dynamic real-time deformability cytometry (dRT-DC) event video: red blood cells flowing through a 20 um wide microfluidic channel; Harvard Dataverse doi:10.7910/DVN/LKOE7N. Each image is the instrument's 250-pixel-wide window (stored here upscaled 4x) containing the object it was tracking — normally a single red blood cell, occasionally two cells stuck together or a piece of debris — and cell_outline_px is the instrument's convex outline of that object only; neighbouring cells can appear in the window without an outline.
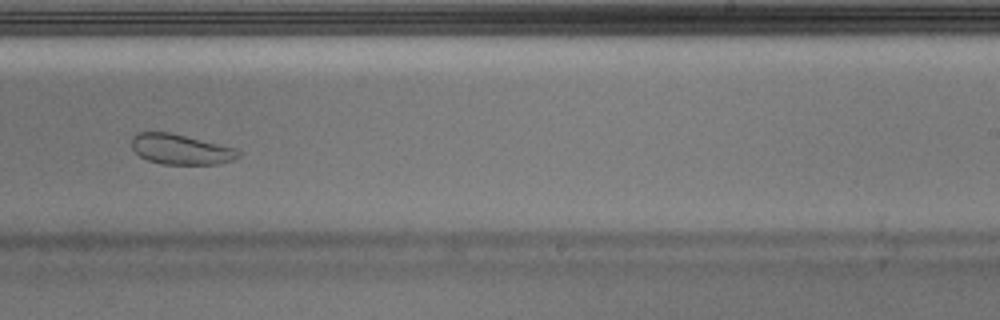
{"species": "Egyptian fruit bat (a non-hibernating species)", "species_latin": "Rousettus aegyptiacus", "temperature_condition": "warm", "stored_images_in_passage": 46, "camera_frame_rate_fps": 3000, "um_per_image_px": 0.085, "animal": {"sex": "male"}, "frame": {"image": 1, "passage_image": 27, "time_ms": 8.667, "image_size_px": [1000, 320], "cell_outline_px": [[240, 156], [232, 160], [220, 164], [160, 164], [148, 160], [140, 156], [132, 148], [132, 136], [140, 132], [172, 132], [236, 148], [240, 152]], "centroid_in_image_um": [15.38, 12.69], "position_along_channel_um": 273.6, "area_um2": 18.9}}